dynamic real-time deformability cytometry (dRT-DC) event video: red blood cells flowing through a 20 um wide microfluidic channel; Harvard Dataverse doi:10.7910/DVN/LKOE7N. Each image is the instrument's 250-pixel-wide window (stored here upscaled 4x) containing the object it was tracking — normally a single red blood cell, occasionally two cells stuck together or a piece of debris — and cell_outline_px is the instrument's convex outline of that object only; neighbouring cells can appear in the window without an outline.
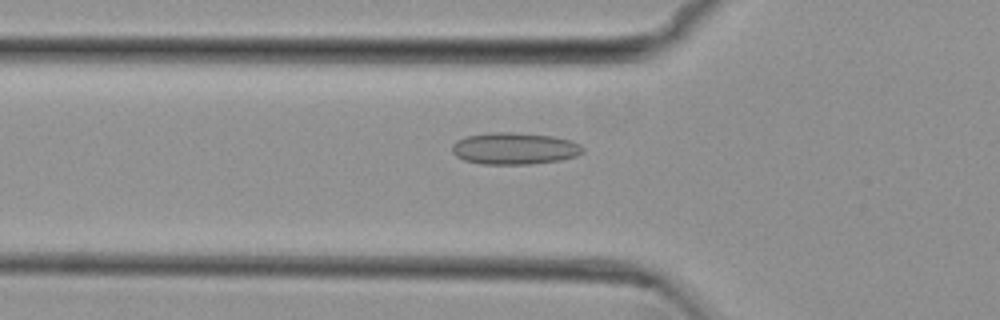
{"species": "common noctule bat (a hibernating species)", "species_latin": "Nyctalus noctula", "temperature_condition": "cold", "stored_images_in_passage": 46, "camera_frame_rate_fps": 3000, "um_per_image_px": 0.085, "animal": {"sex": "female", "body_mass_g": 29.2, "forearm_length_mm": 56.3}, "frame": {"image": 1, "passage_image": 11, "time_ms": 3.333, "image_size_px": [1000, 320], "cell_outline_px": [[584, 152], [576, 156], [560, 160], [532, 164], [480, 164], [464, 160], [456, 156], [452, 152], [452, 144], [456, 140], [468, 136], [492, 132], [512, 132], [552, 136], [572, 140], [580, 144], [584, 148]], "centroid_in_image_um": [43.74, 12.62], "position_along_channel_um": 82.1, "area_um2": 24.39}}
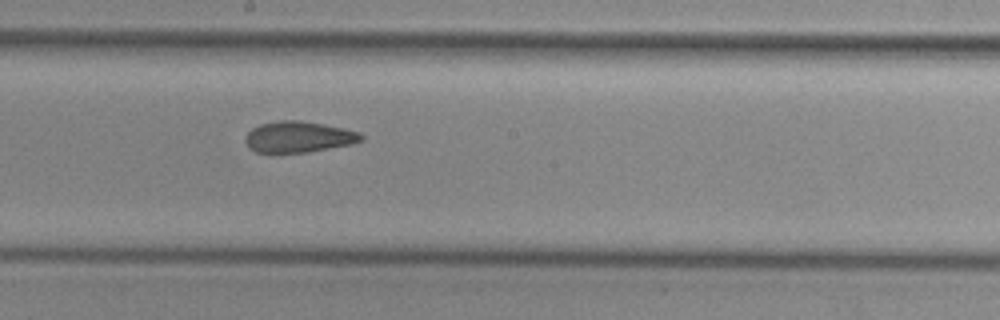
{"frame": {"image": 2, "passage_image": 22, "time_ms": 7.0, "image_size_px": [1000, 320], "cell_outline_px": [[364, 140], [352, 144], [308, 152], [256, 152], [248, 148], [244, 140], [244, 136], [252, 128], [260, 124], [280, 120], [300, 120], [324, 124], [360, 132], [364, 136]], "centroid_in_image_um": [25.37, 11.63], "position_along_channel_um": 222.8, "area_um2": 21.1}}
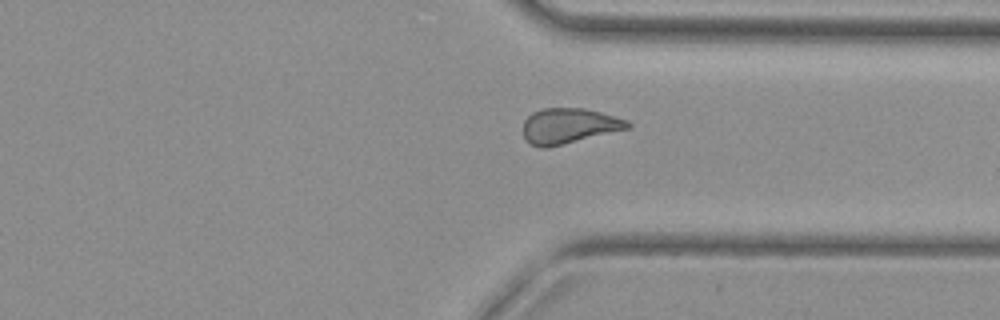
{"frame": {"image": 3, "passage_image": 33, "time_ms": 10.667, "image_size_px": [1000, 320], "cell_outline_px": [[632, 124], [628, 128], [548, 148], [540, 148], [528, 144], [524, 140], [524, 120], [532, 112], [540, 108], [584, 108], [600, 112], [628, 120]], "centroid_in_image_um": [48.31, 10.7], "position_along_channel_um": 363.1, "area_um2": 21.62}, "authors_computed_cell_mechanics": {"area_um2": 21.675, "velocity_mm_per_s": 3.8251, "shape_relaxation_time_tau1_ms": null, "shape_relaxation_time_tau2_ms": 1.8288, "deformation_change_tau1": null, "deformation_change_tau2": 0.0794}}